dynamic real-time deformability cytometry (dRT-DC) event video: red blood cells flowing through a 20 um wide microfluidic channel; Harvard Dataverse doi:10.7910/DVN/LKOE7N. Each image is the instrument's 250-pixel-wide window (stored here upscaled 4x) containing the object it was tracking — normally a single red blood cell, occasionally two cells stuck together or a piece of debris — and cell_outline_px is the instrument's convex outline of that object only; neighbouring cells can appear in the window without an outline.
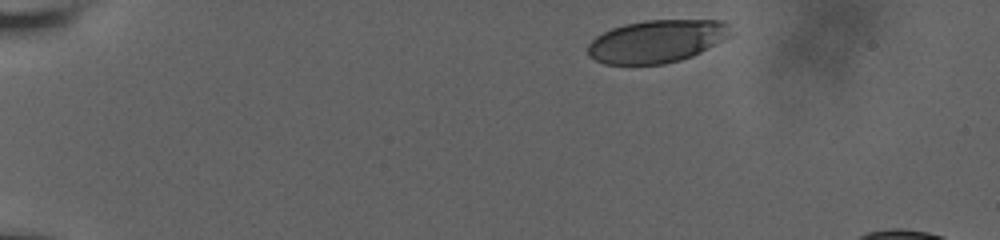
{"species": "human", "species_latin": "Homo sapiens", "temperature_condition": "room temperature", "stored_images_in_passage": 5, "camera_frame_rate_fps": 3000, "um_per_image_px": 0.085, "donor": {"sex": "male"}, "frame": {"image": 1, "passage_image": 1, "time_ms": 0.0, "image_size_px": [1000, 240], "cell_outline_px": [[732, 32], [728, 36], [700, 52], [692, 56], [680, 60], [664, 64], [604, 64], [588, 56], [588, 44], [596, 36], [612, 28], [624, 24], [644, 20], [724, 20], [728, 24]], "centroid_in_image_um": [55.8, 3.5], "position_along_channel_um": 29.2, "area_um2": 35.43}}
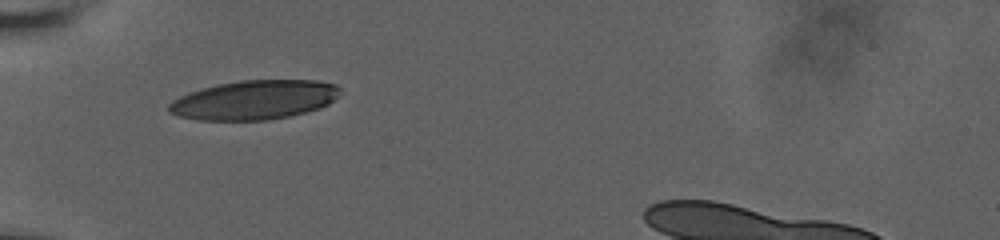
{"frame": {"image": 2, "passage_image": 4, "time_ms": 1.0, "image_size_px": [1000, 240], "cell_outline_px": [[340, 92], [328, 104], [320, 108], [288, 116], [268, 120], [196, 120], [180, 116], [168, 112], [168, 104], [172, 100], [188, 92], [216, 84], [240, 80], [316, 80], [336, 84], [340, 88]], "centroid_in_image_um": [21.58, 8.49], "position_along_channel_um": 63.4, "area_um2": 39.19}}